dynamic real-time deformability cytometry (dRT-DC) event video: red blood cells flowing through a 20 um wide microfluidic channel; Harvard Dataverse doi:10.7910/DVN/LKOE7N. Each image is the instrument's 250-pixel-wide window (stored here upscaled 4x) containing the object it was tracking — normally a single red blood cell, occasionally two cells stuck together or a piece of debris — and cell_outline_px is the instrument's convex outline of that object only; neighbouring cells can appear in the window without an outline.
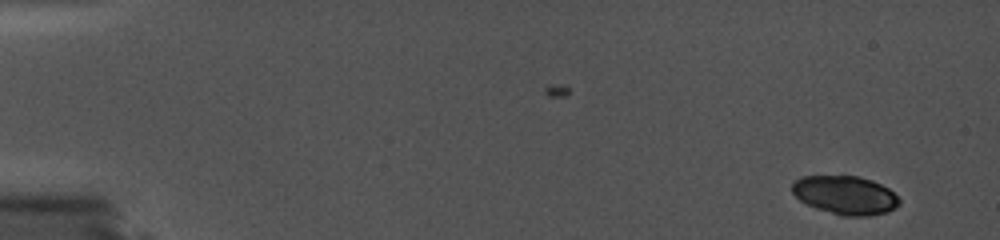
{"species": "common noctule bat (a hibernating species)", "species_latin": "Nyctalus noctula", "temperature_condition": "cold", "stored_images_in_passage": 8, "camera_frame_rate_fps": 5000, "um_per_image_px": 0.085, "animal": {"sex": "female", "body_mass_g": 19.0, "forearm_length_mm": 56.7}, "frame": {"image": 1, "passage_image": 1, "time_ms": 0.0, "image_size_px": [1000, 240], "cell_outline_px": [[900, 200], [892, 208], [884, 212], [872, 216], [840, 216], [816, 208], [800, 200], [792, 192], [792, 184], [796, 180], [804, 176], [860, 176], [872, 180], [888, 188]], "centroid_in_image_um": [71.82, 16.58], "position_along_channel_um": 13.2, "area_um2": 23.81}}
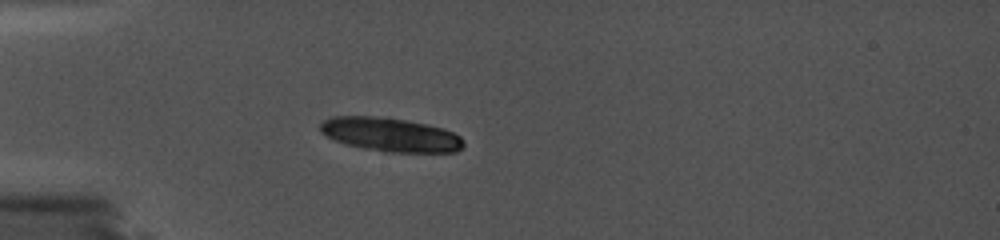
{"frame": {"image": 2, "passage_image": 7, "time_ms": 1.2, "image_size_px": [1000, 240], "cell_outline_px": [[464, 144], [456, 152], [384, 152], [344, 144], [328, 136], [320, 128], [320, 124], [324, 120], [332, 116], [388, 116], [428, 124], [444, 128], [460, 136]], "centroid_in_image_um": [33.21, 11.43], "position_along_channel_um": 51.8, "area_um2": 28.38}}